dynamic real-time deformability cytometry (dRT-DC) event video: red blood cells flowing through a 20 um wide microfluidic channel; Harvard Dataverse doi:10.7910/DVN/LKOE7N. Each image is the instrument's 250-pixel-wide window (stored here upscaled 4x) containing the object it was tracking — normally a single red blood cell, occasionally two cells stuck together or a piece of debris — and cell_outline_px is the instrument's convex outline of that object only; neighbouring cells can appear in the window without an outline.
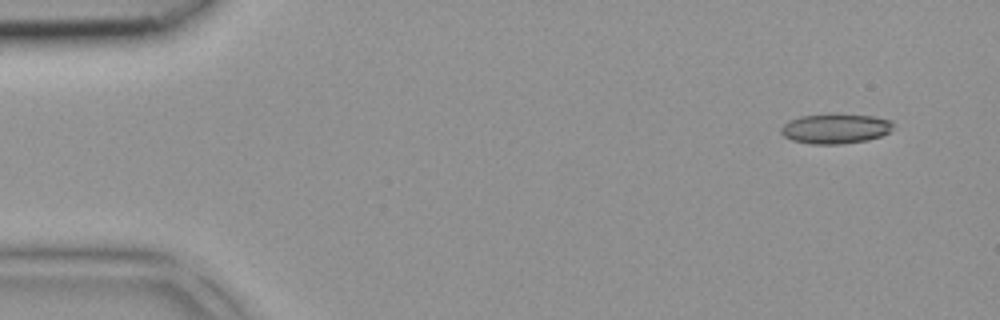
{"species": "common noctule bat (a hibernating species)", "species_latin": "Nyctalus noctula", "temperature_condition": "room temperature", "stored_images_in_passage": 4, "camera_frame_rate_fps": 3000, "um_per_image_px": 0.085, "animal": {"sex": "female", "body_mass_g": 18.4}, "frame": {"image": 1, "passage_image": 1, "time_ms": 0.0, "image_size_px": [1000, 320], "cell_outline_px": [[892, 128], [888, 132], [880, 136], [868, 140], [840, 144], [812, 144], [792, 140], [784, 136], [780, 132], [780, 128], [788, 120], [800, 116], [828, 112], [836, 112], [876, 116], [892, 120]], "centroid_in_image_um": [70.99, 10.89], "position_along_channel_um": 14.0, "area_um2": 20.17}}
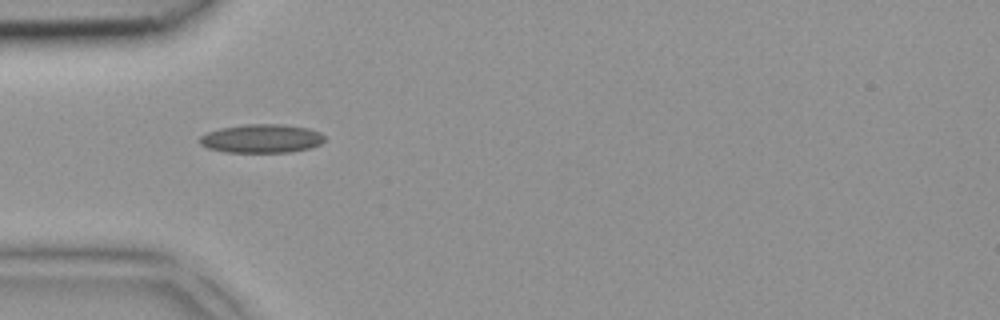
{"frame": {"image": 2, "passage_image": 4, "time_ms": 1.0, "image_size_px": [1000, 320], "cell_outline_px": [[324, 140], [320, 144], [308, 148], [288, 152], [224, 152], [208, 148], [200, 144], [200, 136], [208, 132], [220, 128], [244, 124], [280, 124], [308, 128], [320, 132], [324, 136]], "centroid_in_image_um": [22.21, 11.77], "position_along_channel_um": 62.8, "area_um2": 20.75}}